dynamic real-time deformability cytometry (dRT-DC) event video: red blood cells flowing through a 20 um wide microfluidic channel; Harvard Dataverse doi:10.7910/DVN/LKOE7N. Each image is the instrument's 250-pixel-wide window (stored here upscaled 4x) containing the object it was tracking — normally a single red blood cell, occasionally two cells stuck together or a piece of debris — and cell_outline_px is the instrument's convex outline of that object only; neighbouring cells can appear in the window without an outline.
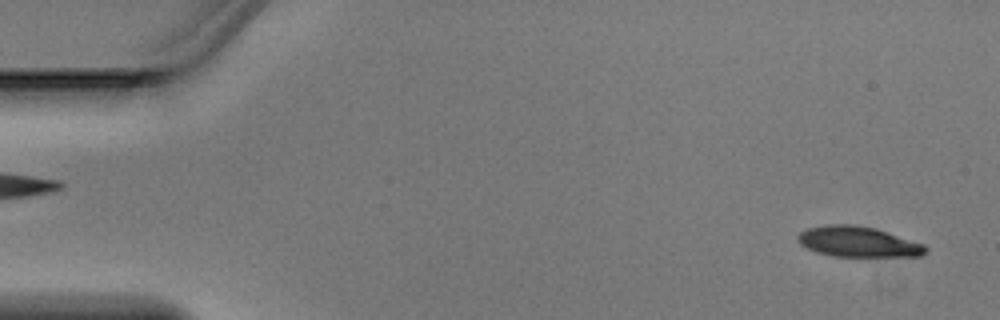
{"species": "Egyptian fruit bat (a non-hibernating species)", "species_latin": "Rousettus aegyptiacus", "temperature_condition": "warm", "stored_images_in_passage": 4, "segment_of_instrument_passage": [2, 2], "camera_frame_rate_fps": 3000, "um_per_image_px": 0.085, "animal": {"sex": "male"}, "frame": {"image": 1, "passage_image": 4, "time_ms": 1.0, "image_size_px": [1000, 320], "cell_outline_px": [[928, 248], [920, 256], [832, 256], [816, 252], [800, 244], [796, 240], [796, 236], [800, 232], [808, 228], [828, 224], [856, 224], [876, 228], [924, 244]], "centroid_in_image_um": [72.9, 20.54], "position_along_channel_um": 12.1, "area_um2": 22.72}}